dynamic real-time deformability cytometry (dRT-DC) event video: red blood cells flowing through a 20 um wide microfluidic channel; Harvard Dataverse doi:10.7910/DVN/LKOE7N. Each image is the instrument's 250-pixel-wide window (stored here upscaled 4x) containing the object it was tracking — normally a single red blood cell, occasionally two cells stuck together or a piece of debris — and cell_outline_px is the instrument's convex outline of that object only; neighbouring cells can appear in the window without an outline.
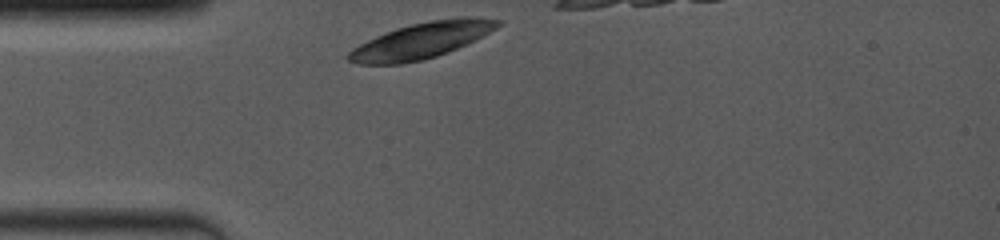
{"species": "common noctule bat (a hibernating species)", "species_latin": "Nyctalus noctula", "temperature_condition": "room temperature", "stored_images_in_passage": 2, "camera_frame_rate_fps": 4000, "um_per_image_px": 0.085, "animal": {"sex": "female", "body_mass_g": 19.0, "forearm_length_mm": 53.3}, "frame": {"image": 1, "passage_image": 1, "time_ms": 0.0, "image_size_px": [1000, 240], "cell_outline_px": [[504, 20], [496, 28], [476, 40], [436, 56], [424, 60], [400, 64], [360, 64], [348, 60], [344, 56], [352, 48], [376, 36], [396, 28], [412, 24], [432, 20], [460, 16], [472, 16]], "centroid_in_image_um": [35.83, 3.43], "position_along_channel_um": 49.2, "area_um2": 31.21}}